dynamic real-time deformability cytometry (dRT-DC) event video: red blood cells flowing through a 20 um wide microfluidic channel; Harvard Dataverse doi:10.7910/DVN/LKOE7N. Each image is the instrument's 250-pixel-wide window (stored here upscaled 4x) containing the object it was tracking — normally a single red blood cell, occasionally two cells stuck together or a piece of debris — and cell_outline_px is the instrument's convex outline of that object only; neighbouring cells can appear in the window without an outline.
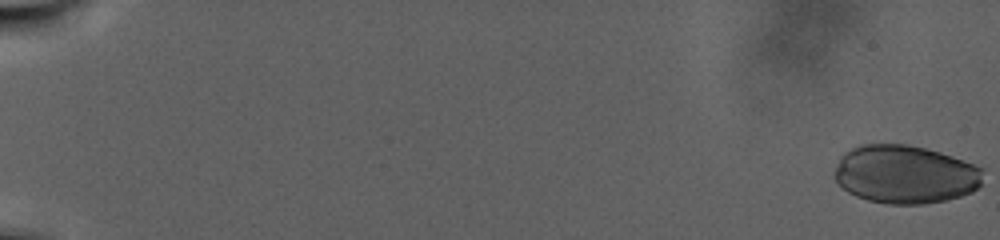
{"species": "human", "species_latin": "Homo sapiens", "temperature_condition": "warm", "stored_images_in_passage": 104, "camera_frame_rate_fps": 3000, "um_per_image_px": 0.085, "donor": {"sex": "male"}, "frame": {"image": 1, "passage_image": 1, "time_ms": 0.0, "image_size_px": [1000, 240], "cell_outline_px": [[984, 168], [980, 184], [972, 192], [960, 196], [944, 200], [924, 204], [888, 204], [868, 200], [856, 196], [848, 192], [836, 180], [832, 172], [840, 156], [844, 152], [860, 144], [908, 144], [940, 152], [952, 156]], "centroid_in_image_um": [76.91, 14.81], "position_along_channel_um": 8.1, "area_um2": 50.69}}
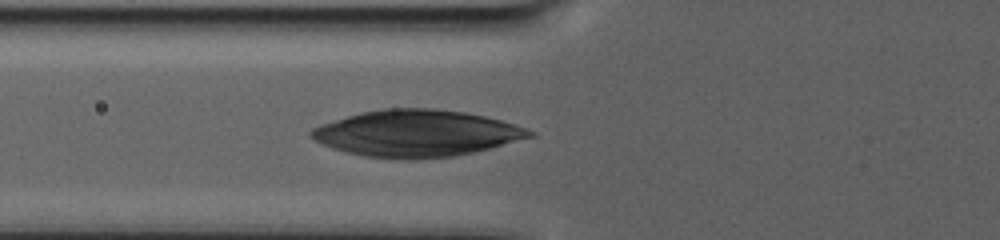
{"frame": {"image": 2, "passage_image": 44, "time_ms": 14.333, "image_size_px": [1000, 240], "cell_outline_px": [[536, 136], [492, 148], [476, 152], [456, 156], [416, 160], [400, 160], [364, 156], [332, 148], [320, 144], [312, 140], [308, 136], [308, 132], [312, 128], [320, 124], [348, 116], [364, 112], [384, 108], [432, 108], [464, 112], [484, 116], [500, 120], [536, 132]], "centroid_in_image_um": [35.39, 11.35], "position_along_channel_um": 90.4, "area_um2": 59.82}}
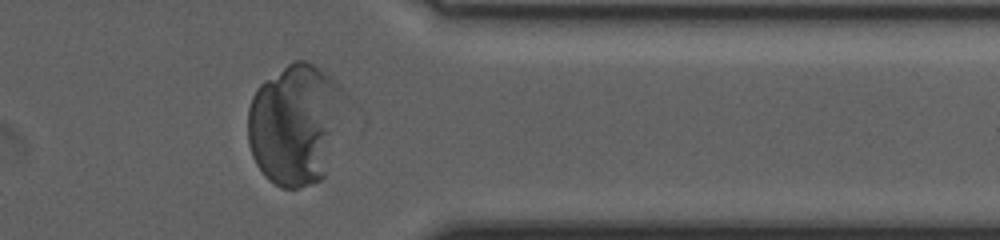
{"frame": {"image": 3, "passage_image": 87, "time_ms": 28.667, "image_size_px": [1000, 240], "cell_outline_px": [[352, 100], [324, 176], [320, 180], [300, 188], [280, 188], [268, 180], [264, 176], [256, 164], [252, 156], [248, 144], [248, 108], [252, 96], [256, 88], [264, 80], [288, 64], [296, 60], [308, 60], [324, 72]], "centroid_in_image_um": [25.15, 10.56], "position_along_channel_um": 386.3, "area_um2": 69.94}}